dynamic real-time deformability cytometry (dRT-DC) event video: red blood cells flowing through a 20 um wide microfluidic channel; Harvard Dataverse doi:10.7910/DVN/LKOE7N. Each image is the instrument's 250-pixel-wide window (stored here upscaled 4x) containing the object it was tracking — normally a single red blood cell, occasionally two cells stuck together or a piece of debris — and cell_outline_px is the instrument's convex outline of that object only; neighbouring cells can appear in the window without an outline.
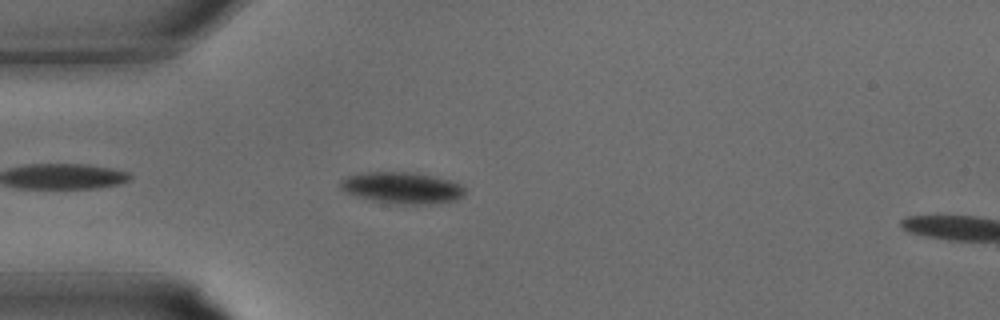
{"species": "common noctule bat (a hibernating species)", "species_latin": "Nyctalus noctula", "temperature_condition": "warm", "stored_images_in_passage": 13, "camera_frame_rate_fps": 3000, "um_per_image_px": 0.085, "animal": {"sex": "male", "body_mass_g": 15.6}, "frame": {"image": 1, "passage_image": 3, "time_ms": 0.667, "image_size_px": [1000, 320], "cell_outline_px": [[464, 192], [456, 200], [428, 204], [404, 204], [372, 200], [356, 196], [340, 188], [340, 180], [348, 176], [368, 172], [416, 172], [448, 180], [460, 184], [464, 188]], "centroid_in_image_um": [34.16, 15.96], "position_along_channel_um": 50.8, "area_um2": 22.43}}
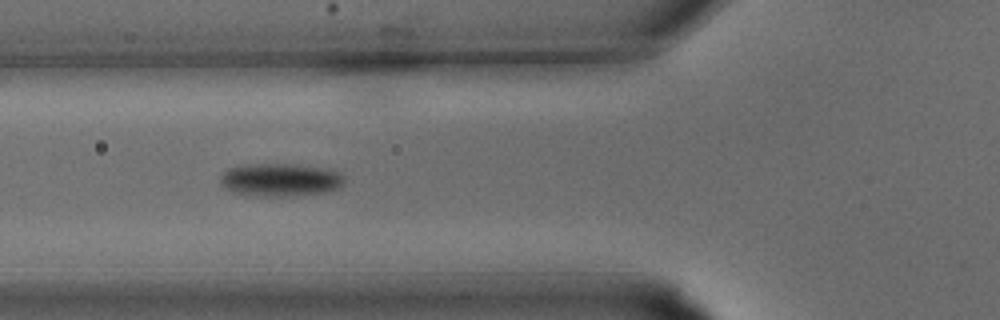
{"frame": {"image": 2, "passage_image": 6, "time_ms": 1.667, "image_size_px": [1000, 320], "cell_outline_px": [[344, 184], [340, 188], [328, 192], [284, 196], [264, 196], [236, 192], [228, 188], [220, 180], [220, 176], [228, 168], [240, 164], [296, 164], [328, 168], [340, 172], [344, 176]], "centroid_in_image_um": [23.91, 15.26], "position_along_channel_um": 101.9, "area_um2": 23.87}}
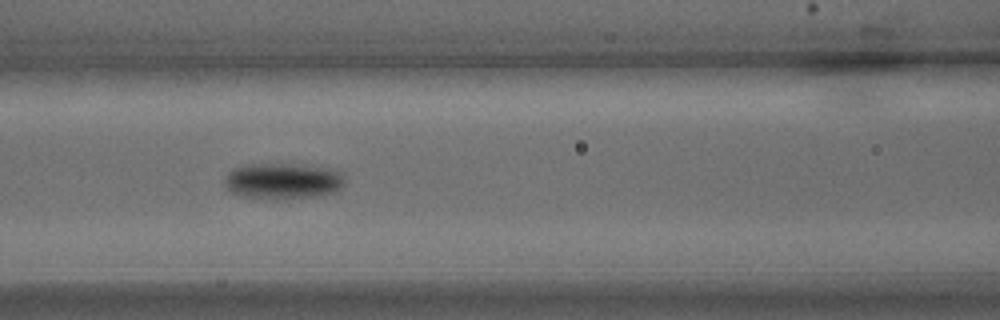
{"frame": {"image": 3, "passage_image": 8, "time_ms": 2.333, "image_size_px": [1000, 320], "cell_outline_px": [[344, 184], [340, 188], [332, 192], [316, 196], [268, 200], [240, 196], [228, 192], [224, 184], [224, 176], [232, 168], [252, 164], [292, 164], [328, 168], [344, 172]], "centroid_in_image_um": [23.99, 15.4], "position_along_channel_um": 142.6, "area_um2": 25.61}}